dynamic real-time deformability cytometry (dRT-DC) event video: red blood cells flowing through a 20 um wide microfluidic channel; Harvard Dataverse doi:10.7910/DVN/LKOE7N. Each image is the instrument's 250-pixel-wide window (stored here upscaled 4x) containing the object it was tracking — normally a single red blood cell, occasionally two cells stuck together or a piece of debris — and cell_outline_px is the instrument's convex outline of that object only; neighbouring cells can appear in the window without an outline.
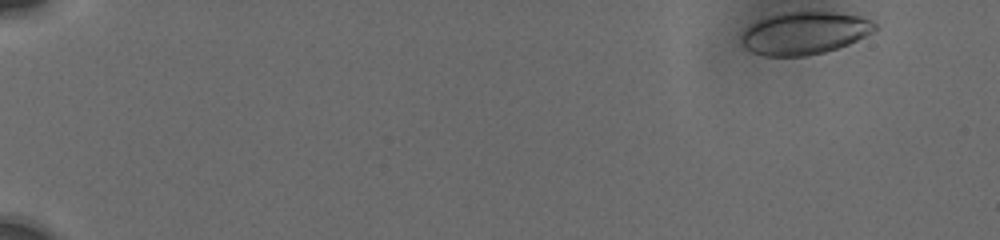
{"species": "human", "species_latin": "Homo sapiens", "temperature_condition": "cold", "stored_images_in_passage": 63, "camera_frame_rate_fps": 3000, "um_per_image_px": 0.085, "donor": {"sex": "male"}, "frame": {"image": 1, "passage_image": 1, "time_ms": 0.0, "image_size_px": [1000, 240], "cell_outline_px": [[876, 28], [872, 32], [848, 44], [824, 52], [804, 56], [764, 56], [752, 52], [744, 48], [740, 40], [740, 36], [752, 24], [768, 16], [780, 12], [832, 12], [860, 16], [872, 20], [876, 24]], "centroid_in_image_um": [68.36, 2.81], "position_along_channel_um": 16.6, "area_um2": 32.95}}
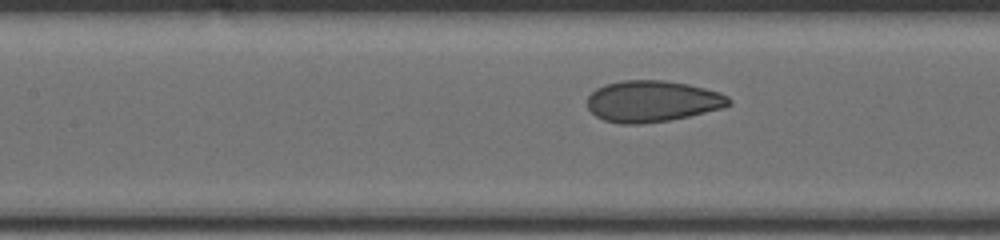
{"frame": {"image": 2, "passage_image": 30, "time_ms": 8.0, "image_size_px": [1000, 240], "cell_outline_px": [[732, 104], [720, 108], [688, 116], [668, 120], [640, 124], [620, 124], [604, 120], [596, 116], [588, 108], [588, 96], [596, 88], [604, 84], [624, 80], [664, 80], [688, 84], [720, 92], [728, 96], [732, 100]], "centroid_in_image_um": [55.44, 8.6], "position_along_channel_um": 152.0, "area_um2": 34.04}}
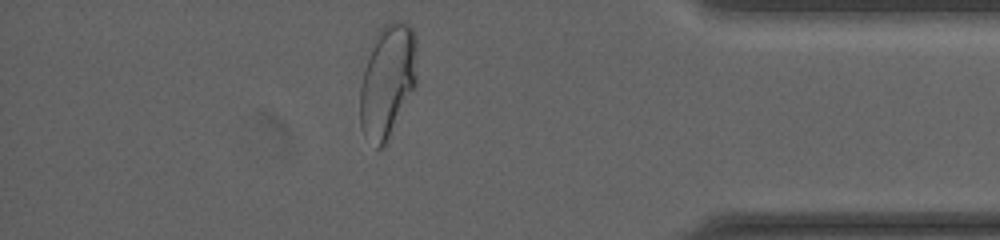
{"frame": {"image": 3, "passage_image": 53, "time_ms": 15.333, "image_size_px": [1000, 240], "cell_outline_px": [[416, 88], [388, 144], [380, 148], [376, 148], [364, 132], [360, 124], [360, 88], [372, 40], [376, 32], [384, 24], [392, 20], [404, 20], [412, 28], [416, 36]], "centroid_in_image_um": [32.97, 6.88], "position_along_channel_um": 402.2, "area_um2": 38.49}, "authors_computed_cell_mechanics": {"area_um2": 33.9286, "velocity_mm_per_s": 3.7597, "shape_relaxation_time_tau1_ms": 4.7384, "shape_relaxation_time_tau2_ms": null, "deformation_change_tau1": 0.1401, "deformation_change_tau2": null}}